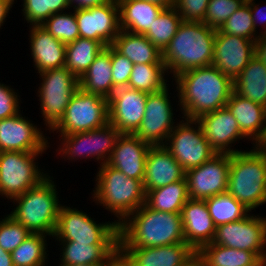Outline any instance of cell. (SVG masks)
Wrapping results in <instances>:
<instances>
[{
	"label": "cell",
	"mask_w": 266,
	"mask_h": 266,
	"mask_svg": "<svg viewBox=\"0 0 266 266\" xmlns=\"http://www.w3.org/2000/svg\"><path fill=\"white\" fill-rule=\"evenodd\" d=\"M197 252L206 266H258L263 262L254 252L212 243L204 245Z\"/></svg>",
	"instance_id": "d6a6232c"
},
{
	"label": "cell",
	"mask_w": 266,
	"mask_h": 266,
	"mask_svg": "<svg viewBox=\"0 0 266 266\" xmlns=\"http://www.w3.org/2000/svg\"><path fill=\"white\" fill-rule=\"evenodd\" d=\"M74 13L59 12L52 14L42 26L64 44L74 42L79 37V28Z\"/></svg>",
	"instance_id": "ab89813d"
},
{
	"label": "cell",
	"mask_w": 266,
	"mask_h": 266,
	"mask_svg": "<svg viewBox=\"0 0 266 266\" xmlns=\"http://www.w3.org/2000/svg\"><path fill=\"white\" fill-rule=\"evenodd\" d=\"M103 49L99 41L78 37L66 44L65 67L80 79Z\"/></svg>",
	"instance_id": "836d02e7"
},
{
	"label": "cell",
	"mask_w": 266,
	"mask_h": 266,
	"mask_svg": "<svg viewBox=\"0 0 266 266\" xmlns=\"http://www.w3.org/2000/svg\"><path fill=\"white\" fill-rule=\"evenodd\" d=\"M188 200L186 178L164 187L147 191L145 195V205L147 207L168 213H181Z\"/></svg>",
	"instance_id": "1f68e13d"
},
{
	"label": "cell",
	"mask_w": 266,
	"mask_h": 266,
	"mask_svg": "<svg viewBox=\"0 0 266 266\" xmlns=\"http://www.w3.org/2000/svg\"><path fill=\"white\" fill-rule=\"evenodd\" d=\"M209 214L217 227L221 224L239 221L250 213L243 204L238 202L227 191L205 200Z\"/></svg>",
	"instance_id": "d590c367"
},
{
	"label": "cell",
	"mask_w": 266,
	"mask_h": 266,
	"mask_svg": "<svg viewBox=\"0 0 266 266\" xmlns=\"http://www.w3.org/2000/svg\"><path fill=\"white\" fill-rule=\"evenodd\" d=\"M111 46L133 64L164 63L162 52L142 34L120 30Z\"/></svg>",
	"instance_id": "f546056e"
},
{
	"label": "cell",
	"mask_w": 266,
	"mask_h": 266,
	"mask_svg": "<svg viewBox=\"0 0 266 266\" xmlns=\"http://www.w3.org/2000/svg\"><path fill=\"white\" fill-rule=\"evenodd\" d=\"M106 266H133L127 258L118 251L107 263Z\"/></svg>",
	"instance_id": "816d5d0a"
},
{
	"label": "cell",
	"mask_w": 266,
	"mask_h": 266,
	"mask_svg": "<svg viewBox=\"0 0 266 266\" xmlns=\"http://www.w3.org/2000/svg\"><path fill=\"white\" fill-rule=\"evenodd\" d=\"M182 22L183 20L175 7L163 8L144 35L163 52Z\"/></svg>",
	"instance_id": "8d00e7d4"
},
{
	"label": "cell",
	"mask_w": 266,
	"mask_h": 266,
	"mask_svg": "<svg viewBox=\"0 0 266 266\" xmlns=\"http://www.w3.org/2000/svg\"><path fill=\"white\" fill-rule=\"evenodd\" d=\"M53 177L49 174L38 185L13 199L17 204L10 212L17 222L31 233L45 234L53 237L61 204ZM59 203V204H58Z\"/></svg>",
	"instance_id": "8992f818"
},
{
	"label": "cell",
	"mask_w": 266,
	"mask_h": 266,
	"mask_svg": "<svg viewBox=\"0 0 266 266\" xmlns=\"http://www.w3.org/2000/svg\"><path fill=\"white\" fill-rule=\"evenodd\" d=\"M254 1L255 0H246V2L249 4V7H250V12H251V16L253 19L255 31H257V29H256L258 26L257 21L259 20L260 25L263 24L262 26L264 27L265 31H261L258 34L266 33V28H265V26H266V8L264 7L263 9H261V7H259V5H257V4H255Z\"/></svg>",
	"instance_id": "7dc6e473"
},
{
	"label": "cell",
	"mask_w": 266,
	"mask_h": 266,
	"mask_svg": "<svg viewBox=\"0 0 266 266\" xmlns=\"http://www.w3.org/2000/svg\"><path fill=\"white\" fill-rule=\"evenodd\" d=\"M181 266H206L203 258L196 252L190 259H188L183 265Z\"/></svg>",
	"instance_id": "db71d44e"
},
{
	"label": "cell",
	"mask_w": 266,
	"mask_h": 266,
	"mask_svg": "<svg viewBox=\"0 0 266 266\" xmlns=\"http://www.w3.org/2000/svg\"><path fill=\"white\" fill-rule=\"evenodd\" d=\"M234 92L266 107V65L254 56L234 80Z\"/></svg>",
	"instance_id": "4dcf8cb0"
},
{
	"label": "cell",
	"mask_w": 266,
	"mask_h": 266,
	"mask_svg": "<svg viewBox=\"0 0 266 266\" xmlns=\"http://www.w3.org/2000/svg\"><path fill=\"white\" fill-rule=\"evenodd\" d=\"M93 190V199L117 217L118 226L132 213L145 204L143 180L127 177L108 165H100Z\"/></svg>",
	"instance_id": "5b68a950"
},
{
	"label": "cell",
	"mask_w": 266,
	"mask_h": 266,
	"mask_svg": "<svg viewBox=\"0 0 266 266\" xmlns=\"http://www.w3.org/2000/svg\"><path fill=\"white\" fill-rule=\"evenodd\" d=\"M231 154L227 192L247 209L266 203V147Z\"/></svg>",
	"instance_id": "277c9868"
},
{
	"label": "cell",
	"mask_w": 266,
	"mask_h": 266,
	"mask_svg": "<svg viewBox=\"0 0 266 266\" xmlns=\"http://www.w3.org/2000/svg\"><path fill=\"white\" fill-rule=\"evenodd\" d=\"M169 88L147 95L145 114L134 133L150 146H164L170 132L175 128Z\"/></svg>",
	"instance_id": "9a60e30c"
},
{
	"label": "cell",
	"mask_w": 266,
	"mask_h": 266,
	"mask_svg": "<svg viewBox=\"0 0 266 266\" xmlns=\"http://www.w3.org/2000/svg\"><path fill=\"white\" fill-rule=\"evenodd\" d=\"M216 29L203 22L183 21L162 52L166 70L179 73L212 65Z\"/></svg>",
	"instance_id": "3957f363"
},
{
	"label": "cell",
	"mask_w": 266,
	"mask_h": 266,
	"mask_svg": "<svg viewBox=\"0 0 266 266\" xmlns=\"http://www.w3.org/2000/svg\"><path fill=\"white\" fill-rule=\"evenodd\" d=\"M258 266H266V261H263V262L260 263Z\"/></svg>",
	"instance_id": "6f0895ef"
},
{
	"label": "cell",
	"mask_w": 266,
	"mask_h": 266,
	"mask_svg": "<svg viewBox=\"0 0 266 266\" xmlns=\"http://www.w3.org/2000/svg\"><path fill=\"white\" fill-rule=\"evenodd\" d=\"M133 266H181L196 251L186 243L159 247L119 248Z\"/></svg>",
	"instance_id": "d4e9b609"
},
{
	"label": "cell",
	"mask_w": 266,
	"mask_h": 266,
	"mask_svg": "<svg viewBox=\"0 0 266 266\" xmlns=\"http://www.w3.org/2000/svg\"><path fill=\"white\" fill-rule=\"evenodd\" d=\"M53 238L88 245H119L118 224L109 221L97 224L87 213L64 205Z\"/></svg>",
	"instance_id": "52a82bcc"
},
{
	"label": "cell",
	"mask_w": 266,
	"mask_h": 266,
	"mask_svg": "<svg viewBox=\"0 0 266 266\" xmlns=\"http://www.w3.org/2000/svg\"><path fill=\"white\" fill-rule=\"evenodd\" d=\"M29 37L37 73L65 66L66 44L55 39L42 25H32Z\"/></svg>",
	"instance_id": "484cf974"
},
{
	"label": "cell",
	"mask_w": 266,
	"mask_h": 266,
	"mask_svg": "<svg viewBox=\"0 0 266 266\" xmlns=\"http://www.w3.org/2000/svg\"><path fill=\"white\" fill-rule=\"evenodd\" d=\"M42 79L37 92L45 125L51 130L63 117L67 105L79 88V79L65 66L39 72Z\"/></svg>",
	"instance_id": "30bf717a"
},
{
	"label": "cell",
	"mask_w": 266,
	"mask_h": 266,
	"mask_svg": "<svg viewBox=\"0 0 266 266\" xmlns=\"http://www.w3.org/2000/svg\"><path fill=\"white\" fill-rule=\"evenodd\" d=\"M108 122V99L78 88L70 99L65 114L50 131L58 130L56 133L68 135L94 130Z\"/></svg>",
	"instance_id": "ba28073f"
},
{
	"label": "cell",
	"mask_w": 266,
	"mask_h": 266,
	"mask_svg": "<svg viewBox=\"0 0 266 266\" xmlns=\"http://www.w3.org/2000/svg\"><path fill=\"white\" fill-rule=\"evenodd\" d=\"M209 0H176L175 8L183 21L202 22Z\"/></svg>",
	"instance_id": "f6af8a7d"
},
{
	"label": "cell",
	"mask_w": 266,
	"mask_h": 266,
	"mask_svg": "<svg viewBox=\"0 0 266 266\" xmlns=\"http://www.w3.org/2000/svg\"><path fill=\"white\" fill-rule=\"evenodd\" d=\"M231 154L216 153L198 167L186 171L189 199L206 200L228 189Z\"/></svg>",
	"instance_id": "5bb4252c"
},
{
	"label": "cell",
	"mask_w": 266,
	"mask_h": 266,
	"mask_svg": "<svg viewBox=\"0 0 266 266\" xmlns=\"http://www.w3.org/2000/svg\"><path fill=\"white\" fill-rule=\"evenodd\" d=\"M218 30L228 35L240 36L254 41L259 36L256 34L250 7L247 2L236 10Z\"/></svg>",
	"instance_id": "60d3db41"
},
{
	"label": "cell",
	"mask_w": 266,
	"mask_h": 266,
	"mask_svg": "<svg viewBox=\"0 0 266 266\" xmlns=\"http://www.w3.org/2000/svg\"><path fill=\"white\" fill-rule=\"evenodd\" d=\"M120 29L144 35L151 27L162 7L146 0H117Z\"/></svg>",
	"instance_id": "4316f807"
},
{
	"label": "cell",
	"mask_w": 266,
	"mask_h": 266,
	"mask_svg": "<svg viewBox=\"0 0 266 266\" xmlns=\"http://www.w3.org/2000/svg\"><path fill=\"white\" fill-rule=\"evenodd\" d=\"M148 2L157 4L162 8H171L175 7L176 0H146Z\"/></svg>",
	"instance_id": "11a10c76"
},
{
	"label": "cell",
	"mask_w": 266,
	"mask_h": 266,
	"mask_svg": "<svg viewBox=\"0 0 266 266\" xmlns=\"http://www.w3.org/2000/svg\"><path fill=\"white\" fill-rule=\"evenodd\" d=\"M255 52L256 57L266 65V33L260 34L255 41Z\"/></svg>",
	"instance_id": "681fc988"
},
{
	"label": "cell",
	"mask_w": 266,
	"mask_h": 266,
	"mask_svg": "<svg viewBox=\"0 0 266 266\" xmlns=\"http://www.w3.org/2000/svg\"><path fill=\"white\" fill-rule=\"evenodd\" d=\"M165 73L168 71L164 63L133 64L128 87L148 94L162 91L168 87Z\"/></svg>",
	"instance_id": "e575fe53"
},
{
	"label": "cell",
	"mask_w": 266,
	"mask_h": 266,
	"mask_svg": "<svg viewBox=\"0 0 266 266\" xmlns=\"http://www.w3.org/2000/svg\"><path fill=\"white\" fill-rule=\"evenodd\" d=\"M245 2L246 0H209L205 19L202 22L209 27L219 29Z\"/></svg>",
	"instance_id": "7bdbcfd3"
},
{
	"label": "cell",
	"mask_w": 266,
	"mask_h": 266,
	"mask_svg": "<svg viewBox=\"0 0 266 266\" xmlns=\"http://www.w3.org/2000/svg\"><path fill=\"white\" fill-rule=\"evenodd\" d=\"M212 244L254 252L266 261V218L252 216L216 227Z\"/></svg>",
	"instance_id": "4fadbf2b"
},
{
	"label": "cell",
	"mask_w": 266,
	"mask_h": 266,
	"mask_svg": "<svg viewBox=\"0 0 266 266\" xmlns=\"http://www.w3.org/2000/svg\"><path fill=\"white\" fill-rule=\"evenodd\" d=\"M186 171L164 146H151L146 157L143 186L147 191L185 179Z\"/></svg>",
	"instance_id": "603a6c76"
},
{
	"label": "cell",
	"mask_w": 266,
	"mask_h": 266,
	"mask_svg": "<svg viewBox=\"0 0 266 266\" xmlns=\"http://www.w3.org/2000/svg\"><path fill=\"white\" fill-rule=\"evenodd\" d=\"M63 251L61 264L70 265H107L109 260L119 251V245H88L74 241H59Z\"/></svg>",
	"instance_id": "f1b7e54d"
},
{
	"label": "cell",
	"mask_w": 266,
	"mask_h": 266,
	"mask_svg": "<svg viewBox=\"0 0 266 266\" xmlns=\"http://www.w3.org/2000/svg\"><path fill=\"white\" fill-rule=\"evenodd\" d=\"M164 147L185 171L200 166L216 154L194 119L185 118L177 123Z\"/></svg>",
	"instance_id": "8fae6325"
},
{
	"label": "cell",
	"mask_w": 266,
	"mask_h": 266,
	"mask_svg": "<svg viewBox=\"0 0 266 266\" xmlns=\"http://www.w3.org/2000/svg\"><path fill=\"white\" fill-rule=\"evenodd\" d=\"M120 135L119 130L109 122L94 130L60 135L62 147H58V154L62 153L67 160L91 157L100 160V165H103L108 162Z\"/></svg>",
	"instance_id": "7c38bea8"
},
{
	"label": "cell",
	"mask_w": 266,
	"mask_h": 266,
	"mask_svg": "<svg viewBox=\"0 0 266 266\" xmlns=\"http://www.w3.org/2000/svg\"><path fill=\"white\" fill-rule=\"evenodd\" d=\"M0 266H14L11 253L0 247Z\"/></svg>",
	"instance_id": "f5cc1de1"
},
{
	"label": "cell",
	"mask_w": 266,
	"mask_h": 266,
	"mask_svg": "<svg viewBox=\"0 0 266 266\" xmlns=\"http://www.w3.org/2000/svg\"><path fill=\"white\" fill-rule=\"evenodd\" d=\"M79 88L107 99L113 94L116 88L112 79L111 45L95 57L94 62L79 79Z\"/></svg>",
	"instance_id": "83f0119b"
},
{
	"label": "cell",
	"mask_w": 266,
	"mask_h": 266,
	"mask_svg": "<svg viewBox=\"0 0 266 266\" xmlns=\"http://www.w3.org/2000/svg\"><path fill=\"white\" fill-rule=\"evenodd\" d=\"M150 147L134 134H121L107 164L129 178L143 180Z\"/></svg>",
	"instance_id": "44dd1931"
},
{
	"label": "cell",
	"mask_w": 266,
	"mask_h": 266,
	"mask_svg": "<svg viewBox=\"0 0 266 266\" xmlns=\"http://www.w3.org/2000/svg\"><path fill=\"white\" fill-rule=\"evenodd\" d=\"M254 56V40L228 35L216 29L212 65L233 82Z\"/></svg>",
	"instance_id": "e0dca14e"
},
{
	"label": "cell",
	"mask_w": 266,
	"mask_h": 266,
	"mask_svg": "<svg viewBox=\"0 0 266 266\" xmlns=\"http://www.w3.org/2000/svg\"><path fill=\"white\" fill-rule=\"evenodd\" d=\"M196 120L201 126L204 137L216 153L234 154L241 151L231 149L232 143L246 137L226 106L201 115Z\"/></svg>",
	"instance_id": "ffe728a7"
},
{
	"label": "cell",
	"mask_w": 266,
	"mask_h": 266,
	"mask_svg": "<svg viewBox=\"0 0 266 266\" xmlns=\"http://www.w3.org/2000/svg\"><path fill=\"white\" fill-rule=\"evenodd\" d=\"M226 107L237 120L242 134L255 142V146H262L266 140V107L245 99L234 91Z\"/></svg>",
	"instance_id": "cb8c5ba5"
},
{
	"label": "cell",
	"mask_w": 266,
	"mask_h": 266,
	"mask_svg": "<svg viewBox=\"0 0 266 266\" xmlns=\"http://www.w3.org/2000/svg\"><path fill=\"white\" fill-rule=\"evenodd\" d=\"M175 78L179 106L186 119L225 107L234 91L233 81L213 65L179 73Z\"/></svg>",
	"instance_id": "6da1fadb"
},
{
	"label": "cell",
	"mask_w": 266,
	"mask_h": 266,
	"mask_svg": "<svg viewBox=\"0 0 266 266\" xmlns=\"http://www.w3.org/2000/svg\"><path fill=\"white\" fill-rule=\"evenodd\" d=\"M44 152H0V195L8 200L38 185L48 173H41L36 157Z\"/></svg>",
	"instance_id": "9c48e42d"
},
{
	"label": "cell",
	"mask_w": 266,
	"mask_h": 266,
	"mask_svg": "<svg viewBox=\"0 0 266 266\" xmlns=\"http://www.w3.org/2000/svg\"><path fill=\"white\" fill-rule=\"evenodd\" d=\"M14 0H0V28L8 16V13L13 6Z\"/></svg>",
	"instance_id": "f907efd6"
},
{
	"label": "cell",
	"mask_w": 266,
	"mask_h": 266,
	"mask_svg": "<svg viewBox=\"0 0 266 266\" xmlns=\"http://www.w3.org/2000/svg\"><path fill=\"white\" fill-rule=\"evenodd\" d=\"M45 234L31 233L11 252L14 266H45L47 262V242ZM46 261V262H45Z\"/></svg>",
	"instance_id": "74e56055"
},
{
	"label": "cell",
	"mask_w": 266,
	"mask_h": 266,
	"mask_svg": "<svg viewBox=\"0 0 266 266\" xmlns=\"http://www.w3.org/2000/svg\"><path fill=\"white\" fill-rule=\"evenodd\" d=\"M148 93L117 87L108 99L109 123L121 134H134L144 117Z\"/></svg>",
	"instance_id": "ac0fdd59"
},
{
	"label": "cell",
	"mask_w": 266,
	"mask_h": 266,
	"mask_svg": "<svg viewBox=\"0 0 266 266\" xmlns=\"http://www.w3.org/2000/svg\"><path fill=\"white\" fill-rule=\"evenodd\" d=\"M111 66L113 86L127 87L133 68V63L125 56L118 53L111 46Z\"/></svg>",
	"instance_id": "ee69618b"
},
{
	"label": "cell",
	"mask_w": 266,
	"mask_h": 266,
	"mask_svg": "<svg viewBox=\"0 0 266 266\" xmlns=\"http://www.w3.org/2000/svg\"><path fill=\"white\" fill-rule=\"evenodd\" d=\"M11 86L0 82V120L12 117L21 112L17 93Z\"/></svg>",
	"instance_id": "bcb514c9"
},
{
	"label": "cell",
	"mask_w": 266,
	"mask_h": 266,
	"mask_svg": "<svg viewBox=\"0 0 266 266\" xmlns=\"http://www.w3.org/2000/svg\"><path fill=\"white\" fill-rule=\"evenodd\" d=\"M70 266H106V265H94V264H89V265H70Z\"/></svg>",
	"instance_id": "9f6ffc18"
},
{
	"label": "cell",
	"mask_w": 266,
	"mask_h": 266,
	"mask_svg": "<svg viewBox=\"0 0 266 266\" xmlns=\"http://www.w3.org/2000/svg\"><path fill=\"white\" fill-rule=\"evenodd\" d=\"M31 232L12 216H7L0 220V247L8 252L16 249Z\"/></svg>",
	"instance_id": "b9f144b4"
},
{
	"label": "cell",
	"mask_w": 266,
	"mask_h": 266,
	"mask_svg": "<svg viewBox=\"0 0 266 266\" xmlns=\"http://www.w3.org/2000/svg\"><path fill=\"white\" fill-rule=\"evenodd\" d=\"M181 216L186 244L197 252L201 247L212 242L216 226L205 200L189 199L182 208Z\"/></svg>",
	"instance_id": "7402d4cb"
},
{
	"label": "cell",
	"mask_w": 266,
	"mask_h": 266,
	"mask_svg": "<svg viewBox=\"0 0 266 266\" xmlns=\"http://www.w3.org/2000/svg\"><path fill=\"white\" fill-rule=\"evenodd\" d=\"M119 248L185 243L181 213L152 210L143 204L119 226Z\"/></svg>",
	"instance_id": "7a4b0ae2"
},
{
	"label": "cell",
	"mask_w": 266,
	"mask_h": 266,
	"mask_svg": "<svg viewBox=\"0 0 266 266\" xmlns=\"http://www.w3.org/2000/svg\"><path fill=\"white\" fill-rule=\"evenodd\" d=\"M109 1L111 0H69L70 7H73L74 10L100 6Z\"/></svg>",
	"instance_id": "c3c4849f"
},
{
	"label": "cell",
	"mask_w": 266,
	"mask_h": 266,
	"mask_svg": "<svg viewBox=\"0 0 266 266\" xmlns=\"http://www.w3.org/2000/svg\"><path fill=\"white\" fill-rule=\"evenodd\" d=\"M37 127L20 112L0 120V152H44L49 143Z\"/></svg>",
	"instance_id": "d6986e66"
},
{
	"label": "cell",
	"mask_w": 266,
	"mask_h": 266,
	"mask_svg": "<svg viewBox=\"0 0 266 266\" xmlns=\"http://www.w3.org/2000/svg\"><path fill=\"white\" fill-rule=\"evenodd\" d=\"M23 16L30 25H42L52 14L70 9L69 0H23Z\"/></svg>",
	"instance_id": "f35d334b"
},
{
	"label": "cell",
	"mask_w": 266,
	"mask_h": 266,
	"mask_svg": "<svg viewBox=\"0 0 266 266\" xmlns=\"http://www.w3.org/2000/svg\"><path fill=\"white\" fill-rule=\"evenodd\" d=\"M79 37L112 45L120 32L119 4L111 0L106 4L86 9H75Z\"/></svg>",
	"instance_id": "2e32d148"
}]
</instances>
